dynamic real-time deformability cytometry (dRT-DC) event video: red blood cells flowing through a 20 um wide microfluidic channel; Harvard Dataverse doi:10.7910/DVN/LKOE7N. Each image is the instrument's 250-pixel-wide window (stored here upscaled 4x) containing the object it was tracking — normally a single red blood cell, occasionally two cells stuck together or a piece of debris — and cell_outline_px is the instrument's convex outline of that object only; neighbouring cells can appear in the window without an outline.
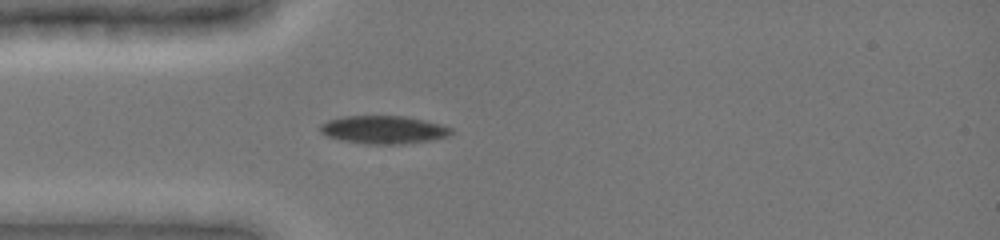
{"species": "common noctule bat (a hibernating species)", "species_latin": "Nyctalus noctula", "temperature_condition": "cold", "stored_images_in_passage": 36, "camera_frame_rate_fps": 3000, "um_per_image_px": 0.085, "animal": {"sex": "female", "body_mass_g": 19.0, "forearm_length_mm": 51.5}, "frame": {"image": 1, "passage_image": 1, "time_ms": 0.0, "image_size_px": [1000, 240], "cell_outline_px": [[452, 132], [448, 136], [428, 140], [404, 144], [368, 144], [340, 140], [328, 136], [320, 132], [320, 124], [328, 120], [344, 116], [404, 116], [424, 120], [440, 124], [452, 128]], "centroid_in_image_um": [32.58, 11.02], "position_along_channel_um": 52.4, "area_um2": 21.27}}
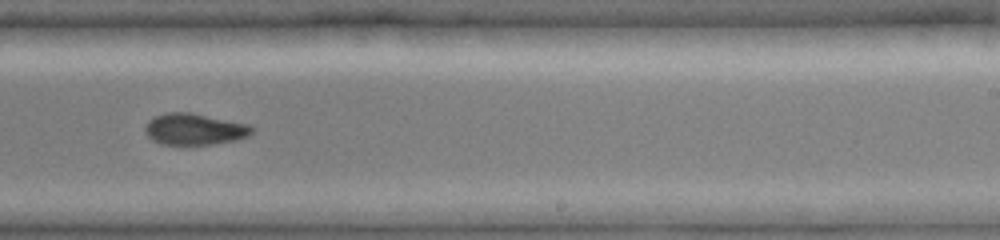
{"frame": {"image": 2, "passage_image": 18, "time_ms": 5.667, "image_size_px": [1000, 240], "cell_outline_px": [[256, 128], [248, 136], [236, 140], [212, 144], [160, 144], [152, 140], [144, 132], [144, 128], [148, 120], [164, 112], [192, 112], [252, 124]], "centroid_in_image_um": [16.56, 10.96], "position_along_channel_um": 272.4, "area_um2": 19.94}}
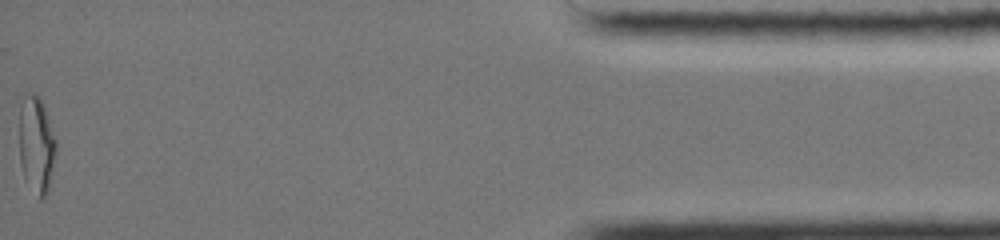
{"frame": {"image": 3, "passage_image": 36, "time_ms": 11.667, "image_size_px": [1000, 240], "cell_outline_px": [[56, 152], [48, 192], [40, 200], [24, 176], [20, 164], [20, 108], [24, 96], [32, 92], [44, 104], [56, 140]], "centroid_in_image_um": [3.11, 12.3], "position_along_channel_um": 432.1, "area_um2": 20.46}, "authors_computed_cell_mechanics": {"area_um2": 20.23, "velocity_mm_per_s": 3.964, "shape_relaxation_time_tau1_ms": null, "shape_relaxation_time_tau2_ms": 5.9242, "deformation_change_tau1": null, "deformation_change_tau2": 0.0785}}